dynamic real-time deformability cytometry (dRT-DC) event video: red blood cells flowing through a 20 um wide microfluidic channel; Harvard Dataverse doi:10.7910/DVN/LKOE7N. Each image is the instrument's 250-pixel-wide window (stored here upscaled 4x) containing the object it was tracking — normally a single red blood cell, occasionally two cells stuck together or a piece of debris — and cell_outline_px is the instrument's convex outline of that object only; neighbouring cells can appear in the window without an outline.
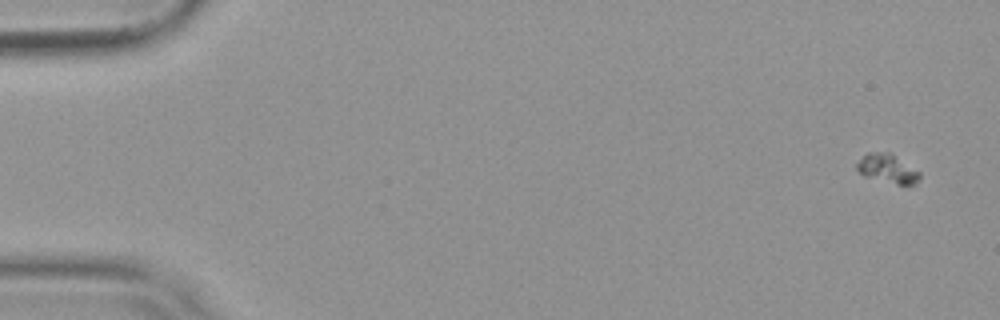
{"species": "common noctule bat (a hibernating species)", "species_latin": "Nyctalus noctula", "temperature_condition": "warm", "stored_images_in_passage": 54, "camera_frame_rate_fps": 3000, "um_per_image_px": 0.085, "animal": {"sex": "female", "body_mass_g": 19.9}, "frame": {"image": 1, "passage_image": 1, "time_ms": 0.0, "image_size_px": [1000, 320], "cell_outline_px": [[920, 176], [912, 184], [896, 184], [864, 176], [856, 168], [856, 164], [868, 152], [888, 152], [920, 172]], "centroid_in_image_um": [75.4, 14.33], "position_along_channel_um": 9.6, "area_um2": 10.12}}
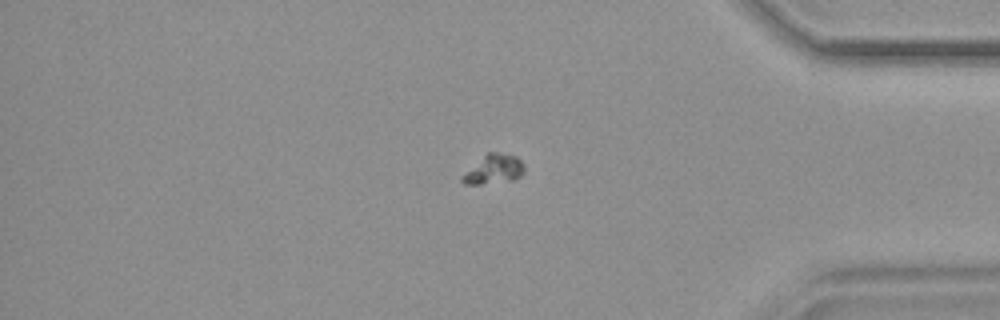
{"frame": {"image": 2, "passage_image": 46, "time_ms": 15.0, "image_size_px": [1000, 320], "cell_outline_px": [[524, 172], [520, 176], [512, 180], [480, 184], [464, 184], [460, 180], [460, 176], [488, 152], [496, 152], [516, 156], [524, 164]], "centroid_in_image_um": [41.96, 14.39], "position_along_channel_um": 393.2, "area_um2": 10.46}}
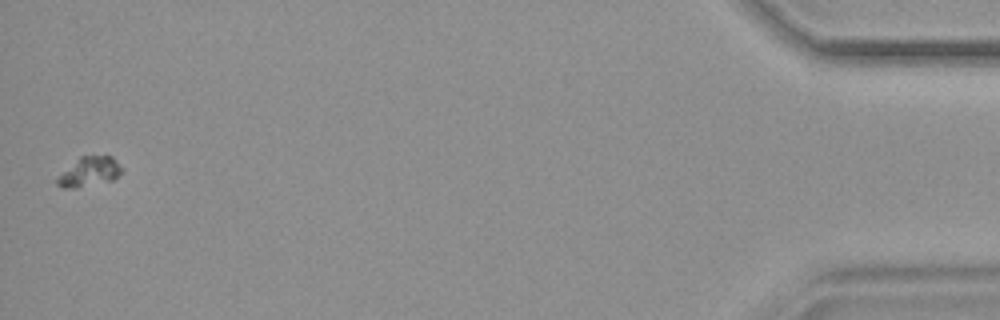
{"frame": {"image": 3, "passage_image": 54, "time_ms": 17.667, "image_size_px": [1000, 320], "cell_outline_px": [[120, 172], [112, 180], [76, 188], [64, 188], [56, 184], [56, 180], [80, 156], [112, 156], [120, 168]], "centroid_in_image_um": [7.57, 14.61], "position_along_channel_um": 427.6, "area_um2": 10.52}}